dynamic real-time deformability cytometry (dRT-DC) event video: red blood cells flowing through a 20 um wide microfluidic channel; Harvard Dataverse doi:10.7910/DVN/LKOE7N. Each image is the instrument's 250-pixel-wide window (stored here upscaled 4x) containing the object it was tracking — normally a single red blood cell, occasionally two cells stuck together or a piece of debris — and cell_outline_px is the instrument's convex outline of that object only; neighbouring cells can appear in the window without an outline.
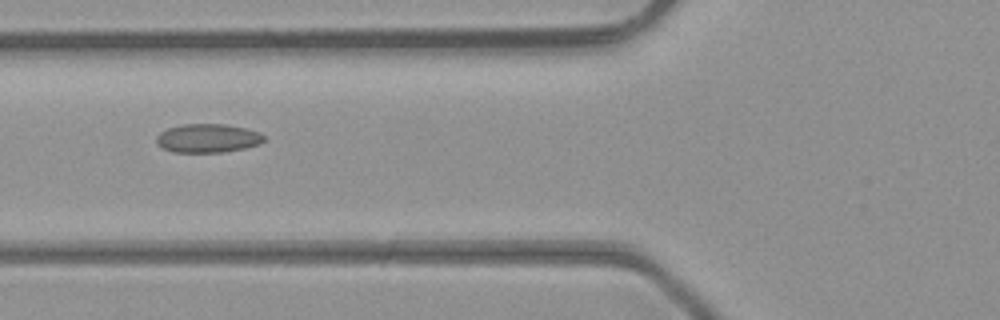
{"species": "common noctule bat (a hibernating species)", "species_latin": "Nyctalus noctula", "temperature_condition": "room temperature", "stored_images_in_passage": 5, "camera_frame_rate_fps": 3000, "um_per_image_px": 0.085, "animal": {"sex": "male", "body_mass_g": 23.1, "forearm_length_mm": 52.7}, "frame": {"image": 1, "passage_image": 5, "time_ms": 1.333, "image_size_px": [1000, 320], "cell_outline_px": [[264, 140], [260, 144], [244, 148], [224, 152], [172, 152], [164, 148], [156, 140], [156, 136], [160, 132], [168, 128], [180, 124], [224, 124], [244, 128], [260, 132], [264, 136]], "centroid_in_image_um": [17.66, 11.74], "position_along_channel_um": 108.1, "area_um2": 17.92}}